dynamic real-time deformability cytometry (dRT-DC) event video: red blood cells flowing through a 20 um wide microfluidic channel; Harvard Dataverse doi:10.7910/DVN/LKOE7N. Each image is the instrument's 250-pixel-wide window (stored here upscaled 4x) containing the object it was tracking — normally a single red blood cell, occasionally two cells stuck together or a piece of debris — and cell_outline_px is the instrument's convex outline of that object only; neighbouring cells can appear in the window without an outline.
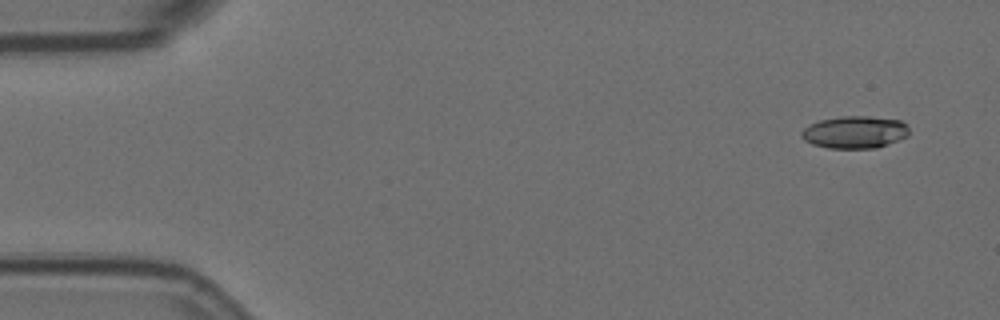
{"species": "Egyptian fruit bat (a non-hibernating species)", "species_latin": "Rousettus aegyptiacus", "temperature_condition": "room temperature", "stored_images_in_passage": 6, "camera_frame_rate_fps": 3000, "um_per_image_px": 0.085, "animal": {"sex": "female"}, "frame": {"image": 1, "passage_image": 1, "time_ms": 0.0, "image_size_px": [1000, 320], "cell_outline_px": [[908, 136], [888, 144], [876, 148], [828, 148], [812, 144], [804, 140], [800, 136], [800, 132], [808, 124], [820, 120], [840, 116], [868, 116], [900, 120], [908, 128]], "centroid_in_image_um": [72.61, 11.23], "position_along_channel_um": 12.4, "area_um2": 20.35}}
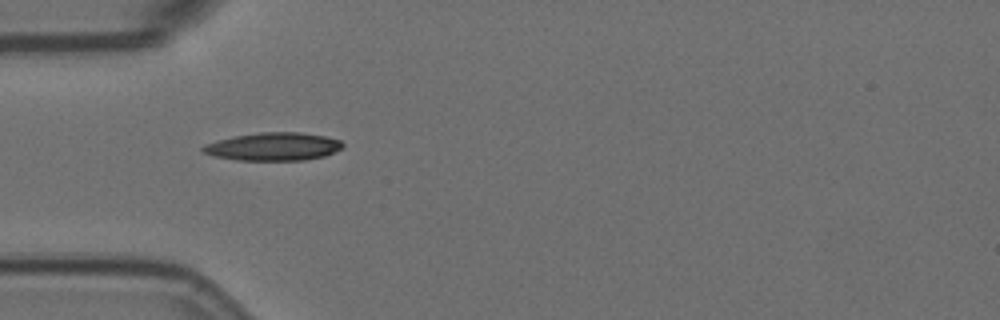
{"frame": {"image": 2, "passage_image": 5, "time_ms": 1.333, "image_size_px": [1000, 320], "cell_outline_px": [[344, 148], [324, 156], [304, 160], [236, 160], [212, 156], [200, 152], [200, 148], [204, 144], [216, 140], [232, 136], [260, 132], [300, 132], [324, 136], [340, 140], [344, 144]], "centroid_in_image_um": [23.18, 12.46], "position_along_channel_um": 61.8, "area_um2": 23.12}}
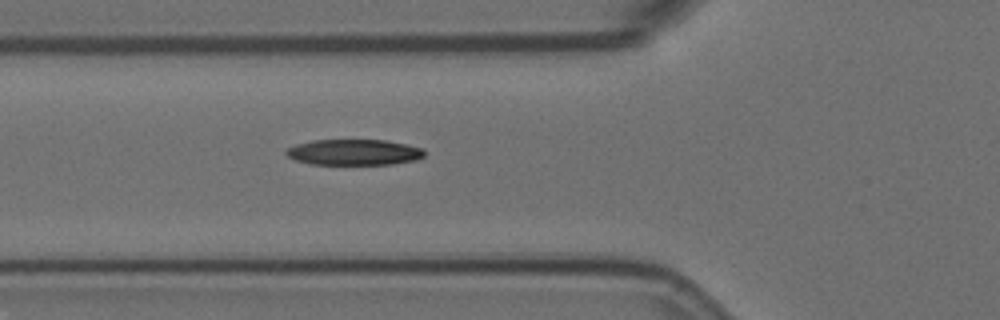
{"frame": {"image": 3, "passage_image": 6, "time_ms": 1.667, "image_size_px": [1000, 320], "cell_outline_px": [[424, 156], [416, 160], [392, 164], [312, 164], [296, 160], [288, 156], [284, 152], [288, 148], [296, 144], [312, 140], [384, 140], [408, 144], [424, 148]], "centroid_in_image_um": [30.11, 12.93], "position_along_channel_um": 95.7, "area_um2": 20.81}}